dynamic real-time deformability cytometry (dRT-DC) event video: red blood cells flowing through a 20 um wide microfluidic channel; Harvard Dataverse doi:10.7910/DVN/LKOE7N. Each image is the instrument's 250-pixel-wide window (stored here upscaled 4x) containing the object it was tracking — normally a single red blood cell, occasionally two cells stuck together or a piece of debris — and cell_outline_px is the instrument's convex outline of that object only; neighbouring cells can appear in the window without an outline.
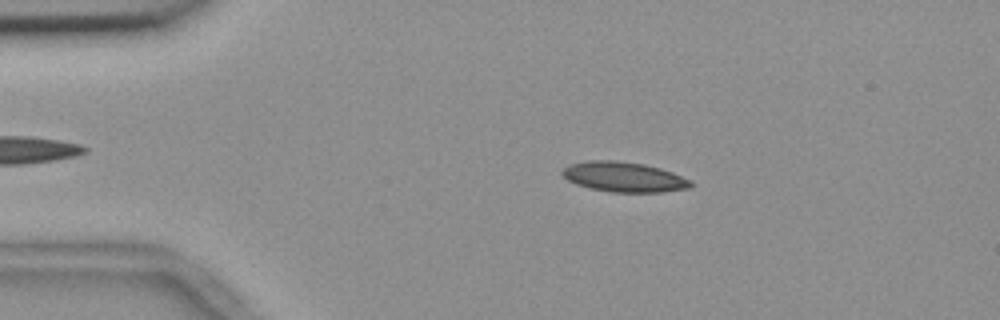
{"species": "common noctule bat (a hibernating species)", "species_latin": "Nyctalus noctula", "temperature_condition": "room temperature", "stored_images_in_passage": 47, "camera_frame_rate_fps": 3000, "um_per_image_px": 0.085, "animal": {"sex": "female", "body_mass_g": 18.4}, "frame": {"image": 1, "passage_image": 10, "time_ms": 3.0, "image_size_px": [1000, 320], "cell_outline_px": [[692, 184], [688, 188], [660, 192], [612, 192], [592, 188], [576, 184], [568, 180], [560, 172], [564, 168], [572, 164], [588, 160], [616, 160], [644, 164], [660, 168], [672, 172], [692, 180]], "centroid_in_image_um": [53.04, 15.03], "position_along_channel_um": 32.0, "area_um2": 22.31}}
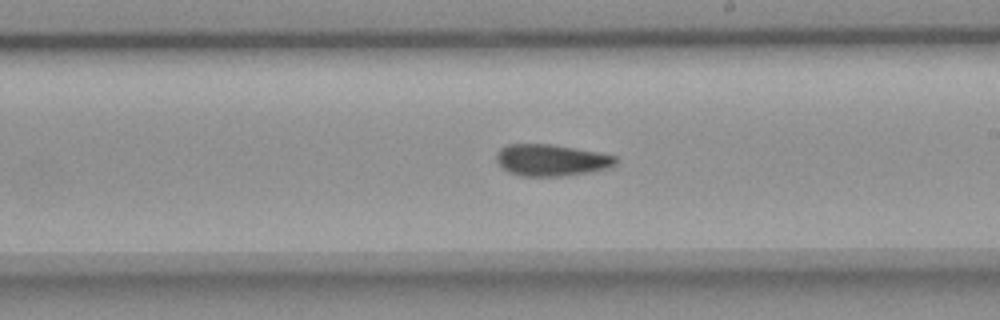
{"frame": {"image": 2, "passage_image": 31, "time_ms": 10.0, "image_size_px": [1000, 320], "cell_outline_px": [[616, 164], [608, 168], [588, 172], [560, 176], [520, 176], [508, 172], [496, 160], [496, 152], [500, 148], [508, 144], [552, 144], [596, 152], [616, 156]], "centroid_in_image_um": [46.82, 13.61], "position_along_channel_um": 242.2, "area_um2": 21.85}}
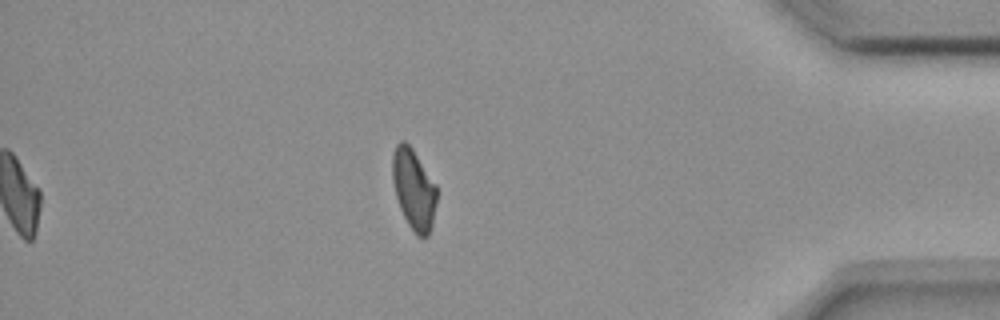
{"frame": {"image": 3, "passage_image": 47, "time_ms": 15.333, "image_size_px": [1000, 320], "cell_outline_px": [[436, 200], [432, 228], [428, 236], [416, 236], [408, 224], [400, 208], [396, 196], [392, 180], [392, 156], [396, 144], [400, 140], [404, 140], [412, 148], [436, 184]], "centroid_in_image_um": [35.16, 16.08], "position_along_channel_um": 400.0, "area_um2": 20.81}, "authors_computed_cell_mechanics": {"area_um2": 21.7906, "velocity_mm_per_s": 3.6715, "shape_relaxation_time_tau1_ms": null, "shape_relaxation_time_tau2_ms": 3.2542, "deformation_change_tau1": null, "deformation_change_tau2": 0.077}}